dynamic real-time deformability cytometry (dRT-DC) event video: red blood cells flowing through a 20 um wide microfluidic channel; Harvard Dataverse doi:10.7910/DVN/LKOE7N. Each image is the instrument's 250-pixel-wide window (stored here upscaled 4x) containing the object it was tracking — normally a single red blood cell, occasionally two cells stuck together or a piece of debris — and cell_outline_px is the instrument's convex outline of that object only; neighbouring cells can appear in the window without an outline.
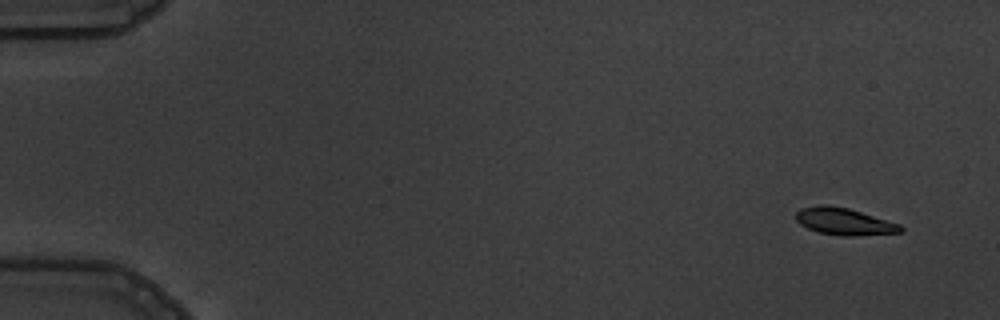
{"species": "common noctule bat (a hibernating species)", "species_latin": "Nyctalus noctula", "temperature_condition": "warm", "stored_images_in_passage": 5, "camera_frame_rate_fps": 3000, "um_per_image_px": 0.085, "animal": {"sex": "male", "body_mass_g": 19.5, "forearm_length_mm": 54.6}, "frame": {"image": 1, "passage_image": 1, "time_ms": 0.0, "image_size_px": [1000, 320], "cell_outline_px": [[904, 228], [900, 232], [852, 236], [844, 236], [820, 232], [808, 228], [800, 224], [796, 220], [796, 212], [800, 208], [820, 204], [828, 204], [848, 208], [900, 224]], "centroid_in_image_um": [71.72, 18.81], "position_along_channel_um": 13.3, "area_um2": 16.36}}
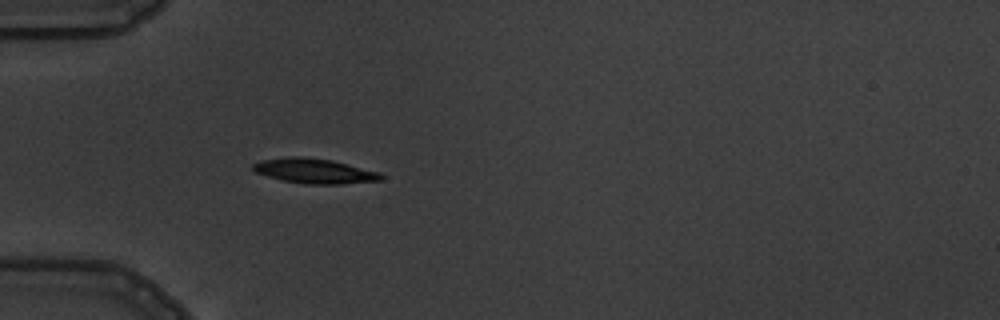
{"frame": {"image": 2, "passage_image": 5, "time_ms": 4.667, "image_size_px": [1000, 320], "cell_outline_px": [[384, 180], [340, 184], [304, 184], [284, 180], [268, 176], [256, 172], [252, 168], [252, 164], [264, 160], [292, 156], [300, 156], [332, 160], [380, 172], [384, 176]], "centroid_in_image_um": [26.78, 14.54], "position_along_channel_um": 58.2, "area_um2": 18.44}}